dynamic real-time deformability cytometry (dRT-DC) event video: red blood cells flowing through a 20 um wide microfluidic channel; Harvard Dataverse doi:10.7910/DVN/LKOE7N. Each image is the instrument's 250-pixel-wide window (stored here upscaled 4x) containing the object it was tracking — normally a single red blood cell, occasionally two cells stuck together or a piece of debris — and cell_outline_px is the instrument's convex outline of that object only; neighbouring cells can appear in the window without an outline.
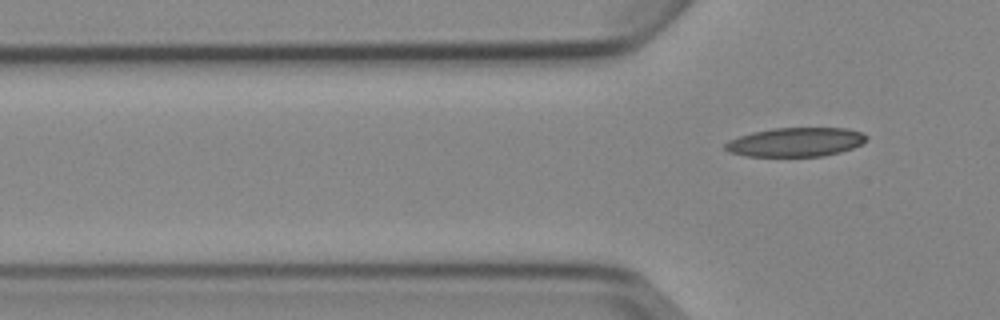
{"species": "Egyptian fruit bat (a non-hibernating species)", "species_latin": "Rousettus aegyptiacus", "temperature_condition": "cold", "stored_images_in_passage": 6, "segment_of_instrument_passage": [2, 2], "camera_frame_rate_fps": 3000, "um_per_image_px": 0.085, "animal": {"sex": "female"}, "frame": {"image": 1, "passage_image": 6, "time_ms": 6.0, "image_size_px": [1000, 320], "cell_outline_px": [[868, 140], [852, 148], [840, 152], [824, 156], [744, 156], [732, 152], [724, 148], [724, 144], [728, 140], [752, 132], [772, 128], [848, 128], [860, 132], [868, 136]], "centroid_in_image_um": [67.64, 12.07], "position_along_channel_um": 58.2, "area_um2": 23.87}}